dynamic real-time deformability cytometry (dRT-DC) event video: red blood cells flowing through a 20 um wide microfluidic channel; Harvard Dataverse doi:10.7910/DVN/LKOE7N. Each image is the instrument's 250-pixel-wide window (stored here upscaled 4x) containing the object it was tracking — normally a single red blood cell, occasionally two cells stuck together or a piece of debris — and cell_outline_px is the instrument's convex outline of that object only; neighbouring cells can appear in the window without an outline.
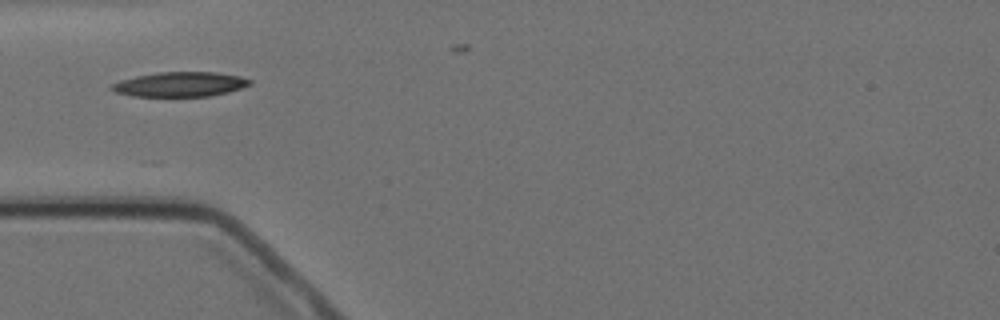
{"species": "Egyptian fruit bat (a non-hibernating species)", "species_latin": "Rousettus aegyptiacus", "temperature_condition": "cold", "stored_images_in_passage": 3, "camera_frame_rate_fps": 3000, "um_per_image_px": 0.085, "animal": {"sex": "female"}, "frame": {"image": 1, "passage_image": 1, "time_ms": 0.0, "image_size_px": [1000, 320], "cell_outline_px": [[252, 84], [228, 92], [208, 96], [132, 96], [116, 92], [108, 88], [112, 84], [120, 80], [136, 76], [156, 72], [216, 72], [240, 76], [252, 80]], "centroid_in_image_um": [15.3, 7.16], "position_along_channel_um": 69.7, "area_um2": 19.88}}
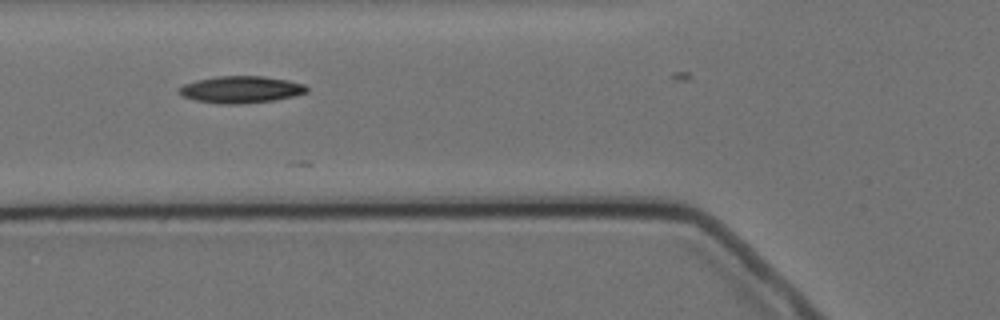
{"frame": {"image": 2, "passage_image": 2, "time_ms": 1.0, "image_size_px": [1000, 320], "cell_outline_px": [[308, 92], [296, 96], [272, 100], [240, 104], [220, 104], [196, 100], [184, 96], [176, 92], [184, 84], [196, 80], [216, 76], [264, 76], [288, 80], [304, 84], [308, 88]], "centroid_in_image_um": [20.5, 7.6], "position_along_channel_um": 105.3, "area_um2": 20.06}}